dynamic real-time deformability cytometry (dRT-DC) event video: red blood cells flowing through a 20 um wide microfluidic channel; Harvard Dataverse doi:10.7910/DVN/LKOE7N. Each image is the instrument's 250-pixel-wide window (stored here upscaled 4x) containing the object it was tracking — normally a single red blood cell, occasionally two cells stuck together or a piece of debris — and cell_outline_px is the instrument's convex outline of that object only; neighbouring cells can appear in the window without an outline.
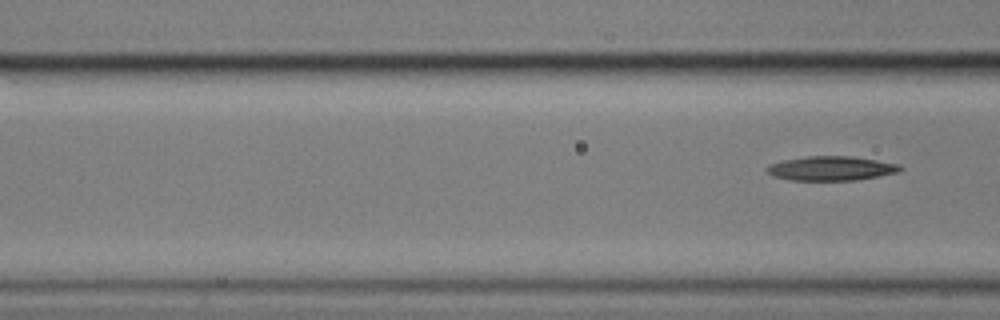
{"species": "common noctule bat (a hibernating species)", "species_latin": "Nyctalus noctula", "temperature_condition": "cold", "stored_images_in_passage": 7, "camera_frame_rate_fps": 3000, "um_per_image_px": 0.085, "animal": {"sex": "male", "body_mass_g": 17.9}, "frame": {"image": 1, "passage_image": 7, "time_ms": 2.0, "image_size_px": [1000, 320], "cell_outline_px": [[904, 168], [900, 172], [856, 180], [792, 180], [772, 176], [764, 168], [768, 164], [784, 160], [808, 156], [852, 156], [900, 164]], "centroid_in_image_um": [70.66, 14.31], "position_along_channel_um": 95.9, "area_um2": 18.96}}